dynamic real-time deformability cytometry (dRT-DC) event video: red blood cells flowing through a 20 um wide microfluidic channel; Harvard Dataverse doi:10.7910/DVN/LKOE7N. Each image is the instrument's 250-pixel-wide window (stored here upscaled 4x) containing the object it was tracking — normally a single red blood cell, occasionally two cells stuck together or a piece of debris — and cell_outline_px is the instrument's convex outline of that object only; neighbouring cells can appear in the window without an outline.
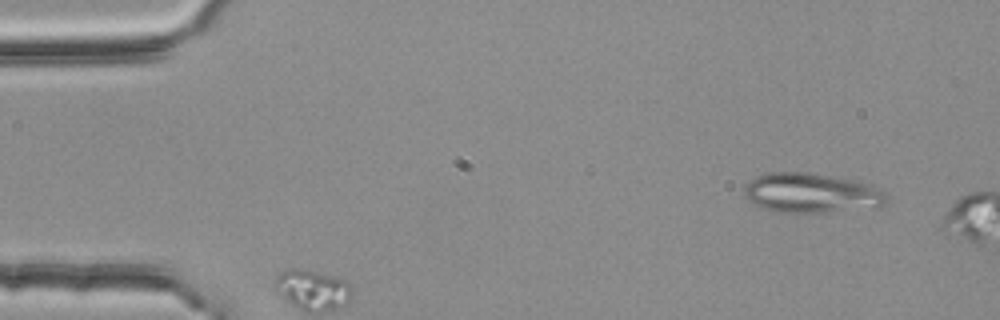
{"species": "common noctule bat (a hibernating species)", "species_latin": "Nyctalus noctula", "temperature_condition": "room temperature", "stored_images_in_passage": 2, "camera_frame_rate_fps": 3000, "um_per_image_px": 0.085, "animal": {"sex": "female", "body_mass_g": 25.1}, "frame": {"image": 1, "passage_image": 1, "time_ms": 0.0, "image_size_px": [1000, 320], "cell_outline_px": [[888, 200], [880, 208], [824, 212], [780, 212], [760, 208], [752, 204], [744, 196], [744, 188], [756, 176], [768, 172], [808, 172], [856, 180], [872, 184], [884, 192], [888, 196]], "centroid_in_image_um": [69.01, 16.41], "position_along_channel_um": 16.0, "area_um2": 33.41}}